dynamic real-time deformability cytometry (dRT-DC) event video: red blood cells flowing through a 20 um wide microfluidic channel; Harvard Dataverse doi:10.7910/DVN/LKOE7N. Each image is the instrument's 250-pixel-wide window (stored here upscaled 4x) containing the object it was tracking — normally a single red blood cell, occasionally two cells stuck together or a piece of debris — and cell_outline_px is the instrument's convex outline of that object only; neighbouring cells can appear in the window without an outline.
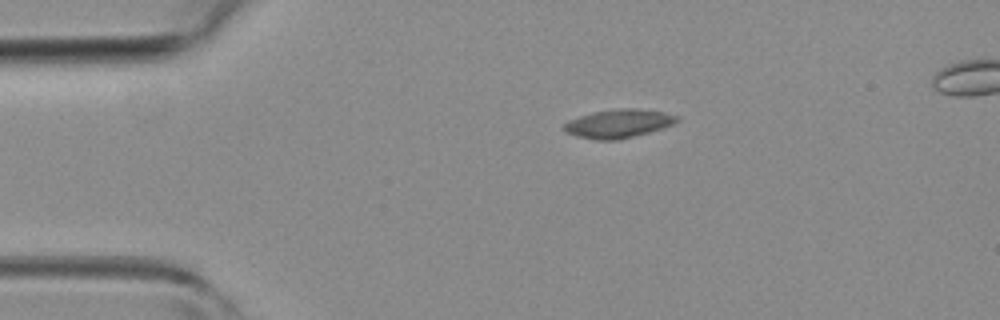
{"species": "common noctule bat (a hibernating species)", "species_latin": "Nyctalus noctula", "temperature_condition": "room temperature", "stored_images_in_passage": 3, "camera_frame_rate_fps": 3000, "um_per_image_px": 0.085, "animal": {"sex": "female", "body_mass_g": 19.3, "forearm_length_mm": 54.1}, "frame": {"image": 1, "passage_image": 1, "time_ms": 0.0, "image_size_px": [1000, 320], "cell_outline_px": [[680, 120], [664, 128], [620, 140], [596, 140], [576, 136], [564, 132], [564, 124], [568, 120], [592, 112], [620, 108], [632, 108], [664, 112], [680, 116]], "centroid_in_image_um": [52.58, 10.51], "position_along_channel_um": 32.4, "area_um2": 18.9}}